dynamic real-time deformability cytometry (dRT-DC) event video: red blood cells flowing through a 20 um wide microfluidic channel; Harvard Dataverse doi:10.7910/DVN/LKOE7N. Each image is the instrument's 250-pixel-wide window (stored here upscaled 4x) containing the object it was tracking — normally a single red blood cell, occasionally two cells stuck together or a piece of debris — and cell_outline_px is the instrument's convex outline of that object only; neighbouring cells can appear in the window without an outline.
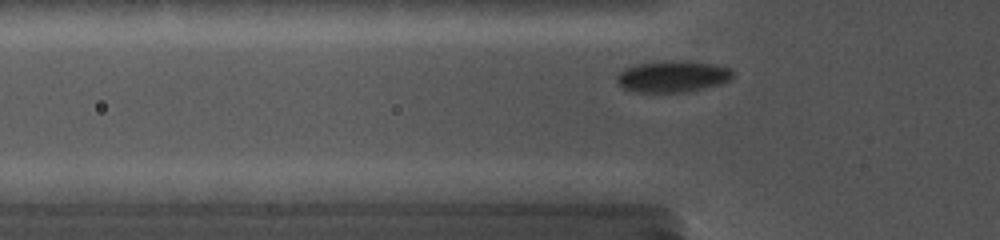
{"species": "common noctule bat (a hibernating species)", "species_latin": "Nyctalus noctula", "temperature_condition": "cold", "stored_images_in_passage": 28, "camera_frame_rate_fps": 5000, "um_per_image_px": 0.085, "animal": {"sex": "female", "body_mass_g": 19.0, "forearm_length_mm": 56.7}, "frame": {"image": 1, "passage_image": 5, "time_ms": 1.6, "image_size_px": [1000, 240], "cell_outline_px": [[732, 76], [728, 80], [720, 84], [688, 92], [632, 92], [624, 88], [616, 80], [616, 76], [624, 68], [636, 64], [672, 60], [684, 60], [716, 64], [732, 68]], "centroid_in_image_um": [57.18, 6.49], "position_along_channel_um": 68.6, "area_um2": 21.44}}
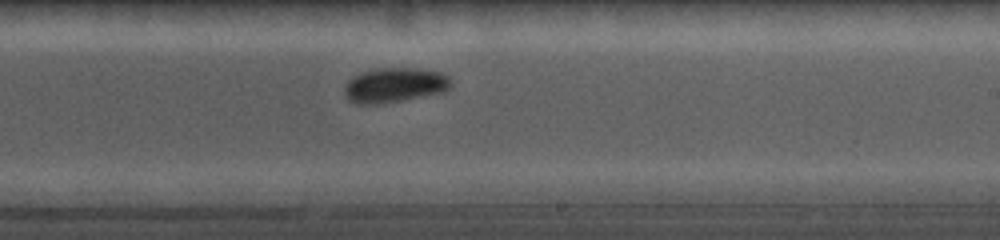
{"frame": {"image": 2, "passage_image": 17, "time_ms": 6.6, "image_size_px": [1000, 240], "cell_outline_px": [[452, 84], [444, 92], [384, 104], [356, 104], [348, 100], [344, 92], [344, 84], [352, 76], [360, 72], [372, 68], [420, 68], [444, 72], [452, 80]], "centroid_in_image_um": [33.53, 7.22], "position_along_channel_um": 255.5, "area_um2": 22.2}}
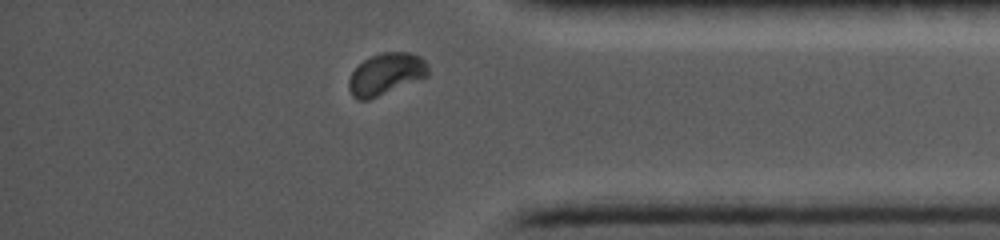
{"frame": {"image": 3, "passage_image": 26, "time_ms": 10.6, "image_size_px": [1000, 240], "cell_outline_px": [[428, 76], [368, 100], [356, 100], [352, 96], [348, 88], [348, 80], [352, 72], [364, 60], [380, 52], [412, 52], [420, 56], [428, 64]], "centroid_in_image_um": [32.8, 6.29], "position_along_channel_um": 402.4, "area_um2": 19.31}}